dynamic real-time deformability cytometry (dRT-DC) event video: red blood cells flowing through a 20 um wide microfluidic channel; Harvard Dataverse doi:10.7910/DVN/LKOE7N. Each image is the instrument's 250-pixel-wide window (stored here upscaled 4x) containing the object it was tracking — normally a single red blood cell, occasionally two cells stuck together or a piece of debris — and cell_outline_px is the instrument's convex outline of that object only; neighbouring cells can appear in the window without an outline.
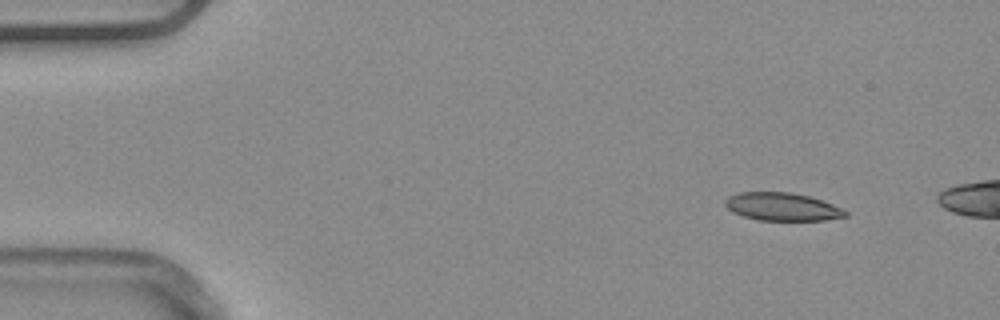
{"species": "common noctule bat (a hibernating species)", "species_latin": "Nyctalus noctula", "temperature_condition": "warm", "stored_images_in_passage": 12, "camera_frame_rate_fps": 3000, "um_per_image_px": 0.085, "animal": {"sex": "male", "body_mass_g": 20.4}, "frame": {"image": 1, "passage_image": 1, "time_ms": 0.0, "image_size_px": [1000, 320], "cell_outline_px": [[848, 216], [824, 220], [756, 220], [732, 212], [724, 204], [724, 200], [728, 196], [740, 192], [792, 192], [808, 196], [832, 204], [848, 212]], "centroid_in_image_um": [66.46, 17.57], "position_along_channel_um": 18.5, "area_um2": 19.54}}
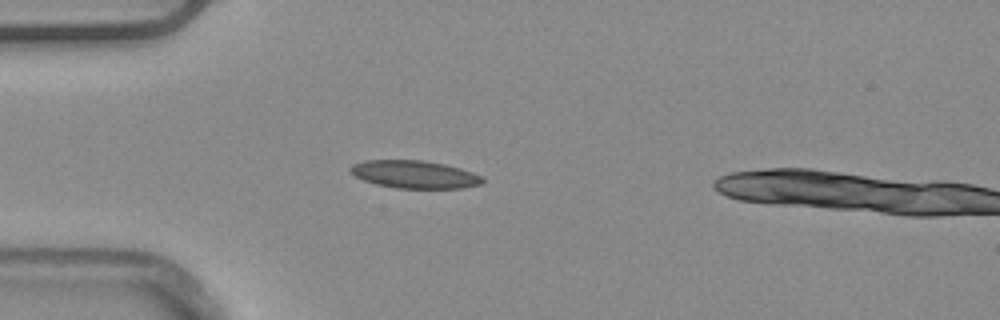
{"frame": {"image": 2, "passage_image": 10, "time_ms": 3.0, "image_size_px": [1000, 320], "cell_outline_px": [[484, 180], [480, 184], [460, 188], [396, 188], [376, 184], [364, 180], [356, 176], [348, 168], [352, 164], [364, 160], [424, 160], [444, 164], [460, 168], [484, 176]], "centroid_in_image_um": [35.24, 14.81], "position_along_channel_um": 49.8, "area_um2": 21.33}}